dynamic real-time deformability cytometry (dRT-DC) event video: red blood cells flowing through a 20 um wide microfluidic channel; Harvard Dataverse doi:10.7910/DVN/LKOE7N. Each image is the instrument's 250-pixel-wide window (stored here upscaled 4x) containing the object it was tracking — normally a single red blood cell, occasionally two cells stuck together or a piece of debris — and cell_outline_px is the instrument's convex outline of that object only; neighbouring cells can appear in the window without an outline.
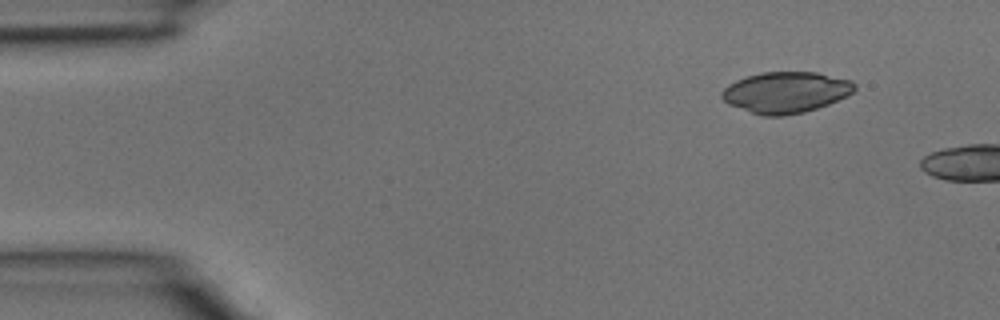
{"species": "common noctule bat (a hibernating species)", "species_latin": "Nyctalus noctula", "temperature_condition": "room temperature", "stored_images_in_passage": 3, "camera_frame_rate_fps": 3000, "um_per_image_px": 0.085, "animal": {"sex": "male", "body_mass_g": 15.6}, "frame": {"image": 1, "passage_image": 1, "time_ms": 0.0, "image_size_px": [1000, 320], "cell_outline_px": [[856, 88], [848, 96], [828, 104], [804, 112], [784, 116], [764, 116], [728, 104], [720, 96], [720, 92], [728, 84], [736, 80], [748, 76], [764, 72], [816, 72], [852, 80], [856, 84]], "centroid_in_image_um": [66.81, 7.84], "position_along_channel_um": 18.2, "area_um2": 31.79}}